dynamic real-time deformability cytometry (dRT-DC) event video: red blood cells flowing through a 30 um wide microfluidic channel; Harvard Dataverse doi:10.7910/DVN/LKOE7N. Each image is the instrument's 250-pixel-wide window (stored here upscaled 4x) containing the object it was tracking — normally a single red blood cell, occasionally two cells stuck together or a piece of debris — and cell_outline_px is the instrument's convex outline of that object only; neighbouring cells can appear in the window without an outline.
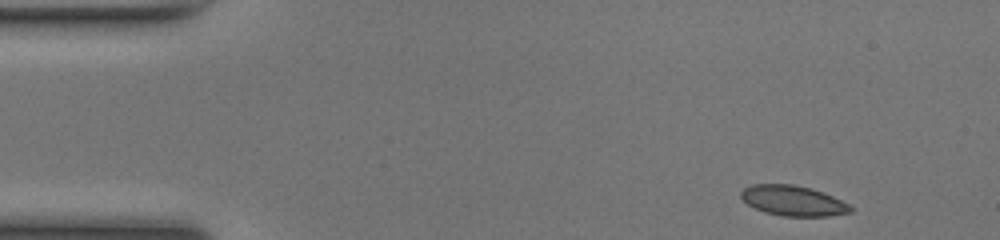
{"species": "common noctule bat (a hibernating species)", "species_latin": "Nyctalus noctula", "temperature_condition": "room temperature", "stored_images_in_passage": 45, "camera_frame_rate_fps": 3000, "um_per_image_px": 0.085, "animal": {"sex": "female", "body_mass_g": 17.0, "forearm_length_mm": 48.0}, "frame": {"image": 1, "passage_image": 1, "time_ms": 0.0, "image_size_px": [1000, 240], "cell_outline_px": [[852, 212], [828, 216], [784, 216], [764, 212], [748, 204], [740, 196], [740, 192], [744, 188], [752, 184], [792, 184], [808, 188], [832, 196], [848, 204], [852, 208]], "centroid_in_image_um": [67.38, 17.06], "position_along_channel_um": 17.6, "area_um2": 19.02}}
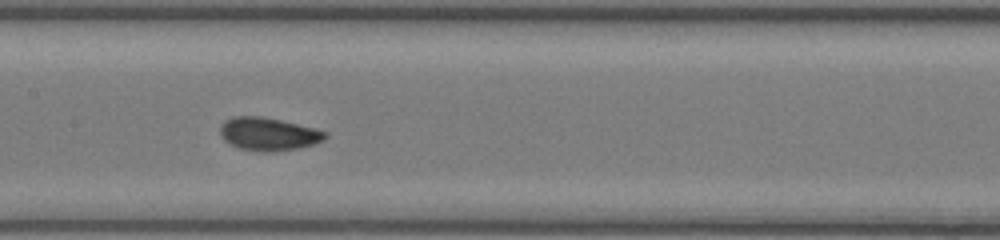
{"frame": {"image": 2, "passage_image": 20, "time_ms": 6.333, "image_size_px": [1000, 240], "cell_outline_px": [[328, 136], [324, 140], [300, 148], [264, 152], [240, 148], [224, 140], [220, 136], [220, 124], [224, 120], [232, 116], [260, 116], [280, 120], [328, 132]], "centroid_in_image_um": [22.78, 11.38], "position_along_channel_um": 184.6, "area_um2": 20.06}}
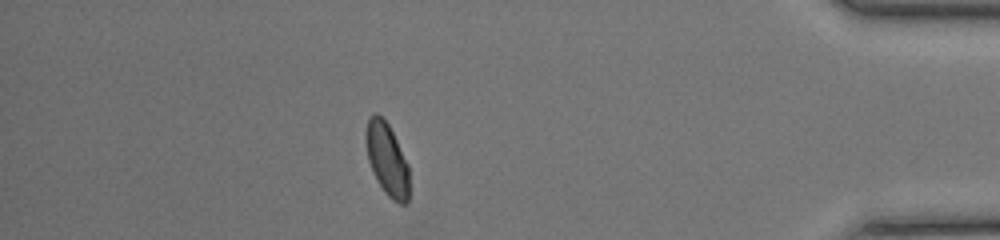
{"frame": {"image": 3, "passage_image": 39, "time_ms": 12.667, "image_size_px": [1000, 240], "cell_outline_px": [[408, 200], [404, 204], [400, 204], [392, 200], [384, 192], [372, 172], [368, 160], [364, 140], [364, 132], [368, 120], [372, 112], [376, 112], [388, 124], [408, 164]], "centroid_in_image_um": [32.85, 13.53], "position_along_channel_um": 402.3, "area_um2": 18.38}, "authors_computed_cell_mechanics": {"area_um2": 18.9006, "velocity_mm_per_s": 4.1964, "shape_relaxation_time_tau1_ms": null, "shape_relaxation_time_tau2_ms": 0.9224, "deformation_change_tau1": null, "deformation_change_tau2": 0.0559}}